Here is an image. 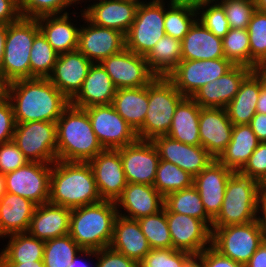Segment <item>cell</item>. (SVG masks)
<instances>
[{"label": "cell", "instance_id": "753ad0ef", "mask_svg": "<svg viewBox=\"0 0 266 267\" xmlns=\"http://www.w3.org/2000/svg\"><path fill=\"white\" fill-rule=\"evenodd\" d=\"M129 1H133V2H136L138 4H141V3H144L145 0H129Z\"/></svg>", "mask_w": 266, "mask_h": 267}, {"label": "cell", "instance_id": "bcb514c9", "mask_svg": "<svg viewBox=\"0 0 266 267\" xmlns=\"http://www.w3.org/2000/svg\"><path fill=\"white\" fill-rule=\"evenodd\" d=\"M17 3L21 16L33 19L45 15L67 14L69 12L66 10L74 7L70 0H17Z\"/></svg>", "mask_w": 266, "mask_h": 267}, {"label": "cell", "instance_id": "be15d7a7", "mask_svg": "<svg viewBox=\"0 0 266 267\" xmlns=\"http://www.w3.org/2000/svg\"><path fill=\"white\" fill-rule=\"evenodd\" d=\"M0 267H44L43 260L23 263H0Z\"/></svg>", "mask_w": 266, "mask_h": 267}, {"label": "cell", "instance_id": "8fae6325", "mask_svg": "<svg viewBox=\"0 0 266 267\" xmlns=\"http://www.w3.org/2000/svg\"><path fill=\"white\" fill-rule=\"evenodd\" d=\"M234 65L226 58L181 60L166 76L184 97H193L206 83L217 80Z\"/></svg>", "mask_w": 266, "mask_h": 267}, {"label": "cell", "instance_id": "1f68e13d", "mask_svg": "<svg viewBox=\"0 0 266 267\" xmlns=\"http://www.w3.org/2000/svg\"><path fill=\"white\" fill-rule=\"evenodd\" d=\"M258 144L249 124L233 125L231 141L217 160L233 172H239Z\"/></svg>", "mask_w": 266, "mask_h": 267}, {"label": "cell", "instance_id": "03108f58", "mask_svg": "<svg viewBox=\"0 0 266 267\" xmlns=\"http://www.w3.org/2000/svg\"><path fill=\"white\" fill-rule=\"evenodd\" d=\"M256 112L266 114V89L261 88L259 98L256 104Z\"/></svg>", "mask_w": 266, "mask_h": 267}, {"label": "cell", "instance_id": "f546056e", "mask_svg": "<svg viewBox=\"0 0 266 267\" xmlns=\"http://www.w3.org/2000/svg\"><path fill=\"white\" fill-rule=\"evenodd\" d=\"M36 206L27 198L6 192L0 198V238L27 233Z\"/></svg>", "mask_w": 266, "mask_h": 267}, {"label": "cell", "instance_id": "7dc6e473", "mask_svg": "<svg viewBox=\"0 0 266 267\" xmlns=\"http://www.w3.org/2000/svg\"><path fill=\"white\" fill-rule=\"evenodd\" d=\"M198 20L214 35L223 38L230 29L223 6L219 2L196 6Z\"/></svg>", "mask_w": 266, "mask_h": 267}, {"label": "cell", "instance_id": "ffe728a7", "mask_svg": "<svg viewBox=\"0 0 266 267\" xmlns=\"http://www.w3.org/2000/svg\"><path fill=\"white\" fill-rule=\"evenodd\" d=\"M92 64L79 50L59 54L48 79L71 101L81 90Z\"/></svg>", "mask_w": 266, "mask_h": 267}, {"label": "cell", "instance_id": "52a82bcc", "mask_svg": "<svg viewBox=\"0 0 266 267\" xmlns=\"http://www.w3.org/2000/svg\"><path fill=\"white\" fill-rule=\"evenodd\" d=\"M185 97L163 76H156L148 84V110L143 125L136 131L139 140L152 141L167 135L176 107Z\"/></svg>", "mask_w": 266, "mask_h": 267}, {"label": "cell", "instance_id": "603a6c76", "mask_svg": "<svg viewBox=\"0 0 266 267\" xmlns=\"http://www.w3.org/2000/svg\"><path fill=\"white\" fill-rule=\"evenodd\" d=\"M234 172L217 159L193 177V186L199 192L206 213L214 219L222 206L226 184Z\"/></svg>", "mask_w": 266, "mask_h": 267}, {"label": "cell", "instance_id": "680465c9", "mask_svg": "<svg viewBox=\"0 0 266 267\" xmlns=\"http://www.w3.org/2000/svg\"><path fill=\"white\" fill-rule=\"evenodd\" d=\"M245 267H266V241L257 248Z\"/></svg>", "mask_w": 266, "mask_h": 267}, {"label": "cell", "instance_id": "94428289", "mask_svg": "<svg viewBox=\"0 0 266 267\" xmlns=\"http://www.w3.org/2000/svg\"><path fill=\"white\" fill-rule=\"evenodd\" d=\"M258 215H259L258 219H259L261 227H262V233H263L264 241H266V191L263 192Z\"/></svg>", "mask_w": 266, "mask_h": 267}, {"label": "cell", "instance_id": "ee69618b", "mask_svg": "<svg viewBox=\"0 0 266 267\" xmlns=\"http://www.w3.org/2000/svg\"><path fill=\"white\" fill-rule=\"evenodd\" d=\"M223 52L233 65L251 69L250 43L247 29L230 28L222 38Z\"/></svg>", "mask_w": 266, "mask_h": 267}, {"label": "cell", "instance_id": "f907efd6", "mask_svg": "<svg viewBox=\"0 0 266 267\" xmlns=\"http://www.w3.org/2000/svg\"><path fill=\"white\" fill-rule=\"evenodd\" d=\"M239 173L258 181L262 186L266 184V142H259Z\"/></svg>", "mask_w": 266, "mask_h": 267}, {"label": "cell", "instance_id": "74e56055", "mask_svg": "<svg viewBox=\"0 0 266 267\" xmlns=\"http://www.w3.org/2000/svg\"><path fill=\"white\" fill-rule=\"evenodd\" d=\"M197 20V9L190 1L167 0L164 19L166 35L182 40Z\"/></svg>", "mask_w": 266, "mask_h": 267}, {"label": "cell", "instance_id": "8992f818", "mask_svg": "<svg viewBox=\"0 0 266 267\" xmlns=\"http://www.w3.org/2000/svg\"><path fill=\"white\" fill-rule=\"evenodd\" d=\"M40 32L37 19L21 17L7 25L0 77L5 85L30 79V52L35 36Z\"/></svg>", "mask_w": 266, "mask_h": 267}, {"label": "cell", "instance_id": "a7ac6f4b", "mask_svg": "<svg viewBox=\"0 0 266 267\" xmlns=\"http://www.w3.org/2000/svg\"><path fill=\"white\" fill-rule=\"evenodd\" d=\"M256 10L266 12V0H254Z\"/></svg>", "mask_w": 266, "mask_h": 267}, {"label": "cell", "instance_id": "8d00e7d4", "mask_svg": "<svg viewBox=\"0 0 266 267\" xmlns=\"http://www.w3.org/2000/svg\"><path fill=\"white\" fill-rule=\"evenodd\" d=\"M181 40L163 36L145 57L149 69L156 76L166 77L182 60Z\"/></svg>", "mask_w": 266, "mask_h": 267}, {"label": "cell", "instance_id": "3957f363", "mask_svg": "<svg viewBox=\"0 0 266 267\" xmlns=\"http://www.w3.org/2000/svg\"><path fill=\"white\" fill-rule=\"evenodd\" d=\"M57 160L88 162L104 150L87 111L71 104L56 121Z\"/></svg>", "mask_w": 266, "mask_h": 267}, {"label": "cell", "instance_id": "11a10c76", "mask_svg": "<svg viewBox=\"0 0 266 267\" xmlns=\"http://www.w3.org/2000/svg\"><path fill=\"white\" fill-rule=\"evenodd\" d=\"M197 257L204 267H245V265L221 255L212 246L204 249Z\"/></svg>", "mask_w": 266, "mask_h": 267}, {"label": "cell", "instance_id": "7402d4cb", "mask_svg": "<svg viewBox=\"0 0 266 267\" xmlns=\"http://www.w3.org/2000/svg\"><path fill=\"white\" fill-rule=\"evenodd\" d=\"M138 6L129 0H98L84 7L83 12L91 23L126 35L135 20Z\"/></svg>", "mask_w": 266, "mask_h": 267}, {"label": "cell", "instance_id": "4316f807", "mask_svg": "<svg viewBox=\"0 0 266 267\" xmlns=\"http://www.w3.org/2000/svg\"><path fill=\"white\" fill-rule=\"evenodd\" d=\"M71 209L45 203L36 206L27 233L43 241L69 234Z\"/></svg>", "mask_w": 266, "mask_h": 267}, {"label": "cell", "instance_id": "681fc988", "mask_svg": "<svg viewBox=\"0 0 266 267\" xmlns=\"http://www.w3.org/2000/svg\"><path fill=\"white\" fill-rule=\"evenodd\" d=\"M219 3L224 8L230 28L247 29L256 11L254 0H222Z\"/></svg>", "mask_w": 266, "mask_h": 267}, {"label": "cell", "instance_id": "5bb4252c", "mask_svg": "<svg viewBox=\"0 0 266 267\" xmlns=\"http://www.w3.org/2000/svg\"><path fill=\"white\" fill-rule=\"evenodd\" d=\"M100 64L117 89L144 87L156 77L149 69L145 57L127 48L103 59Z\"/></svg>", "mask_w": 266, "mask_h": 267}, {"label": "cell", "instance_id": "44dd1931", "mask_svg": "<svg viewBox=\"0 0 266 267\" xmlns=\"http://www.w3.org/2000/svg\"><path fill=\"white\" fill-rule=\"evenodd\" d=\"M233 124L225 108L201 107L199 135L201 146L217 159L232 137Z\"/></svg>", "mask_w": 266, "mask_h": 267}, {"label": "cell", "instance_id": "91938a15", "mask_svg": "<svg viewBox=\"0 0 266 267\" xmlns=\"http://www.w3.org/2000/svg\"><path fill=\"white\" fill-rule=\"evenodd\" d=\"M82 255H84V257ZM91 256L93 258L96 256L95 250H81V252H79L73 258L72 263L68 267H97L96 263H94V266L93 265L91 266L89 261H88L89 264L86 262L87 260L85 259V257H87V259H88V257L91 258ZM82 258H84L85 261H83Z\"/></svg>", "mask_w": 266, "mask_h": 267}, {"label": "cell", "instance_id": "60d3db41", "mask_svg": "<svg viewBox=\"0 0 266 267\" xmlns=\"http://www.w3.org/2000/svg\"><path fill=\"white\" fill-rule=\"evenodd\" d=\"M83 250L69 234L45 241L44 267H68Z\"/></svg>", "mask_w": 266, "mask_h": 267}, {"label": "cell", "instance_id": "f5cc1de1", "mask_svg": "<svg viewBox=\"0 0 266 267\" xmlns=\"http://www.w3.org/2000/svg\"><path fill=\"white\" fill-rule=\"evenodd\" d=\"M97 267H139V264L110 246L96 251Z\"/></svg>", "mask_w": 266, "mask_h": 267}, {"label": "cell", "instance_id": "9f6ffc18", "mask_svg": "<svg viewBox=\"0 0 266 267\" xmlns=\"http://www.w3.org/2000/svg\"><path fill=\"white\" fill-rule=\"evenodd\" d=\"M21 17L17 0H0V23L8 25Z\"/></svg>", "mask_w": 266, "mask_h": 267}, {"label": "cell", "instance_id": "cb8c5ba5", "mask_svg": "<svg viewBox=\"0 0 266 267\" xmlns=\"http://www.w3.org/2000/svg\"><path fill=\"white\" fill-rule=\"evenodd\" d=\"M252 69L234 65L223 76L203 85L192 97L200 107L225 108L235 97L243 80Z\"/></svg>", "mask_w": 266, "mask_h": 267}, {"label": "cell", "instance_id": "9a60e30c", "mask_svg": "<svg viewBox=\"0 0 266 267\" xmlns=\"http://www.w3.org/2000/svg\"><path fill=\"white\" fill-rule=\"evenodd\" d=\"M80 12L84 24L79 25L78 50L92 63H100L103 59L117 54L125 48L123 33L97 26L85 17L83 9Z\"/></svg>", "mask_w": 266, "mask_h": 267}, {"label": "cell", "instance_id": "db71d44e", "mask_svg": "<svg viewBox=\"0 0 266 267\" xmlns=\"http://www.w3.org/2000/svg\"><path fill=\"white\" fill-rule=\"evenodd\" d=\"M15 125L12 105L3 95L0 98V144L13 140Z\"/></svg>", "mask_w": 266, "mask_h": 267}, {"label": "cell", "instance_id": "b9f144b4", "mask_svg": "<svg viewBox=\"0 0 266 267\" xmlns=\"http://www.w3.org/2000/svg\"><path fill=\"white\" fill-rule=\"evenodd\" d=\"M58 55L40 31L34 38L30 52V78H48Z\"/></svg>", "mask_w": 266, "mask_h": 267}, {"label": "cell", "instance_id": "d6a6232c", "mask_svg": "<svg viewBox=\"0 0 266 267\" xmlns=\"http://www.w3.org/2000/svg\"><path fill=\"white\" fill-rule=\"evenodd\" d=\"M262 87L260 79L253 71L243 80L235 97L225 107L233 125L250 124L256 114V104Z\"/></svg>", "mask_w": 266, "mask_h": 267}, {"label": "cell", "instance_id": "c3c4849f", "mask_svg": "<svg viewBox=\"0 0 266 267\" xmlns=\"http://www.w3.org/2000/svg\"><path fill=\"white\" fill-rule=\"evenodd\" d=\"M194 256L185 251L151 249L139 263V267H185Z\"/></svg>", "mask_w": 266, "mask_h": 267}, {"label": "cell", "instance_id": "5b68a950", "mask_svg": "<svg viewBox=\"0 0 266 267\" xmlns=\"http://www.w3.org/2000/svg\"><path fill=\"white\" fill-rule=\"evenodd\" d=\"M263 192V186L258 181L234 172L226 184L222 206L213 219L211 231L216 227L258 220Z\"/></svg>", "mask_w": 266, "mask_h": 267}, {"label": "cell", "instance_id": "e7e4bbea", "mask_svg": "<svg viewBox=\"0 0 266 267\" xmlns=\"http://www.w3.org/2000/svg\"><path fill=\"white\" fill-rule=\"evenodd\" d=\"M6 35H7V25L0 23V69L3 61Z\"/></svg>", "mask_w": 266, "mask_h": 267}, {"label": "cell", "instance_id": "277c9868", "mask_svg": "<svg viewBox=\"0 0 266 267\" xmlns=\"http://www.w3.org/2000/svg\"><path fill=\"white\" fill-rule=\"evenodd\" d=\"M118 215L113 201L97 203L71 209L69 235L83 250H100L109 247Z\"/></svg>", "mask_w": 266, "mask_h": 267}, {"label": "cell", "instance_id": "4fadbf2b", "mask_svg": "<svg viewBox=\"0 0 266 267\" xmlns=\"http://www.w3.org/2000/svg\"><path fill=\"white\" fill-rule=\"evenodd\" d=\"M98 141L104 149H118L138 140L137 132L112 104L85 108Z\"/></svg>", "mask_w": 266, "mask_h": 267}, {"label": "cell", "instance_id": "f35d334b", "mask_svg": "<svg viewBox=\"0 0 266 267\" xmlns=\"http://www.w3.org/2000/svg\"><path fill=\"white\" fill-rule=\"evenodd\" d=\"M164 209L166 212L197 218L204 221L210 228L212 227L213 219L206 213L199 192L193 185L167 194L164 197Z\"/></svg>", "mask_w": 266, "mask_h": 267}, {"label": "cell", "instance_id": "484cf974", "mask_svg": "<svg viewBox=\"0 0 266 267\" xmlns=\"http://www.w3.org/2000/svg\"><path fill=\"white\" fill-rule=\"evenodd\" d=\"M117 88L100 63H93L78 94L70 101L72 106L88 108L111 104Z\"/></svg>", "mask_w": 266, "mask_h": 267}, {"label": "cell", "instance_id": "4dcf8cb0", "mask_svg": "<svg viewBox=\"0 0 266 267\" xmlns=\"http://www.w3.org/2000/svg\"><path fill=\"white\" fill-rule=\"evenodd\" d=\"M36 19L40 31L58 54L78 50L80 27L74 24L69 13L45 15Z\"/></svg>", "mask_w": 266, "mask_h": 267}, {"label": "cell", "instance_id": "34e18365", "mask_svg": "<svg viewBox=\"0 0 266 267\" xmlns=\"http://www.w3.org/2000/svg\"><path fill=\"white\" fill-rule=\"evenodd\" d=\"M70 1H71L74 5H75V4L78 5V4L80 3V0H70Z\"/></svg>", "mask_w": 266, "mask_h": 267}, {"label": "cell", "instance_id": "ab89813d", "mask_svg": "<svg viewBox=\"0 0 266 267\" xmlns=\"http://www.w3.org/2000/svg\"><path fill=\"white\" fill-rule=\"evenodd\" d=\"M192 185V175L169 161L159 160L153 186L163 197Z\"/></svg>", "mask_w": 266, "mask_h": 267}, {"label": "cell", "instance_id": "816d5d0a", "mask_svg": "<svg viewBox=\"0 0 266 267\" xmlns=\"http://www.w3.org/2000/svg\"><path fill=\"white\" fill-rule=\"evenodd\" d=\"M29 162L17 144L11 140L0 144V173L15 171Z\"/></svg>", "mask_w": 266, "mask_h": 267}, {"label": "cell", "instance_id": "d6986e66", "mask_svg": "<svg viewBox=\"0 0 266 267\" xmlns=\"http://www.w3.org/2000/svg\"><path fill=\"white\" fill-rule=\"evenodd\" d=\"M160 160L169 161L195 177L205 169L214 158L201 145L181 143L167 135L155 137Z\"/></svg>", "mask_w": 266, "mask_h": 267}, {"label": "cell", "instance_id": "6125c7cd", "mask_svg": "<svg viewBox=\"0 0 266 267\" xmlns=\"http://www.w3.org/2000/svg\"><path fill=\"white\" fill-rule=\"evenodd\" d=\"M252 71L260 79L262 86L266 89V60L258 62Z\"/></svg>", "mask_w": 266, "mask_h": 267}, {"label": "cell", "instance_id": "30bf717a", "mask_svg": "<svg viewBox=\"0 0 266 267\" xmlns=\"http://www.w3.org/2000/svg\"><path fill=\"white\" fill-rule=\"evenodd\" d=\"M13 141L29 162L53 164L57 161L56 122L16 123Z\"/></svg>", "mask_w": 266, "mask_h": 267}, {"label": "cell", "instance_id": "6da1fadb", "mask_svg": "<svg viewBox=\"0 0 266 267\" xmlns=\"http://www.w3.org/2000/svg\"><path fill=\"white\" fill-rule=\"evenodd\" d=\"M15 123L56 122L70 100L48 78L21 79L5 85Z\"/></svg>", "mask_w": 266, "mask_h": 267}, {"label": "cell", "instance_id": "6f0895ef", "mask_svg": "<svg viewBox=\"0 0 266 267\" xmlns=\"http://www.w3.org/2000/svg\"><path fill=\"white\" fill-rule=\"evenodd\" d=\"M259 142H266V114L257 113L249 124Z\"/></svg>", "mask_w": 266, "mask_h": 267}, {"label": "cell", "instance_id": "f1b7e54d", "mask_svg": "<svg viewBox=\"0 0 266 267\" xmlns=\"http://www.w3.org/2000/svg\"><path fill=\"white\" fill-rule=\"evenodd\" d=\"M182 60L225 58L222 38L214 35L199 20L181 40Z\"/></svg>", "mask_w": 266, "mask_h": 267}, {"label": "cell", "instance_id": "7a4b0ae2", "mask_svg": "<svg viewBox=\"0 0 266 267\" xmlns=\"http://www.w3.org/2000/svg\"><path fill=\"white\" fill-rule=\"evenodd\" d=\"M101 200L88 162L57 160L52 164L49 203L73 209Z\"/></svg>", "mask_w": 266, "mask_h": 267}, {"label": "cell", "instance_id": "8c879c8a", "mask_svg": "<svg viewBox=\"0 0 266 267\" xmlns=\"http://www.w3.org/2000/svg\"><path fill=\"white\" fill-rule=\"evenodd\" d=\"M5 95V84L3 83V81L1 80L0 77V98Z\"/></svg>", "mask_w": 266, "mask_h": 267}, {"label": "cell", "instance_id": "ac0fdd59", "mask_svg": "<svg viewBox=\"0 0 266 267\" xmlns=\"http://www.w3.org/2000/svg\"><path fill=\"white\" fill-rule=\"evenodd\" d=\"M102 200L115 202L128 182L117 149H104L88 161Z\"/></svg>", "mask_w": 266, "mask_h": 267}, {"label": "cell", "instance_id": "7bdbcfd3", "mask_svg": "<svg viewBox=\"0 0 266 267\" xmlns=\"http://www.w3.org/2000/svg\"><path fill=\"white\" fill-rule=\"evenodd\" d=\"M137 221L151 249L172 248V240L164 208L155 214L141 217Z\"/></svg>", "mask_w": 266, "mask_h": 267}, {"label": "cell", "instance_id": "89a4df30", "mask_svg": "<svg viewBox=\"0 0 266 267\" xmlns=\"http://www.w3.org/2000/svg\"><path fill=\"white\" fill-rule=\"evenodd\" d=\"M190 1L195 7L204 3L221 2L222 0H187Z\"/></svg>", "mask_w": 266, "mask_h": 267}, {"label": "cell", "instance_id": "d4e9b609", "mask_svg": "<svg viewBox=\"0 0 266 267\" xmlns=\"http://www.w3.org/2000/svg\"><path fill=\"white\" fill-rule=\"evenodd\" d=\"M115 204L119 215L138 220L161 211L164 197L153 185L128 183Z\"/></svg>", "mask_w": 266, "mask_h": 267}, {"label": "cell", "instance_id": "7c38bea8", "mask_svg": "<svg viewBox=\"0 0 266 267\" xmlns=\"http://www.w3.org/2000/svg\"><path fill=\"white\" fill-rule=\"evenodd\" d=\"M52 164L27 162L4 174L6 192L31 200L37 206L49 202Z\"/></svg>", "mask_w": 266, "mask_h": 267}, {"label": "cell", "instance_id": "2e32d148", "mask_svg": "<svg viewBox=\"0 0 266 267\" xmlns=\"http://www.w3.org/2000/svg\"><path fill=\"white\" fill-rule=\"evenodd\" d=\"M172 248L198 256L211 246V228L202 220L174 212H166Z\"/></svg>", "mask_w": 266, "mask_h": 267}, {"label": "cell", "instance_id": "003e7915", "mask_svg": "<svg viewBox=\"0 0 266 267\" xmlns=\"http://www.w3.org/2000/svg\"><path fill=\"white\" fill-rule=\"evenodd\" d=\"M185 267H204L203 263L201 260L197 257L194 256L187 264Z\"/></svg>", "mask_w": 266, "mask_h": 267}, {"label": "cell", "instance_id": "836d02e7", "mask_svg": "<svg viewBox=\"0 0 266 267\" xmlns=\"http://www.w3.org/2000/svg\"><path fill=\"white\" fill-rule=\"evenodd\" d=\"M200 105L185 97L176 107L167 136L188 145H201L199 135Z\"/></svg>", "mask_w": 266, "mask_h": 267}, {"label": "cell", "instance_id": "2644e50d", "mask_svg": "<svg viewBox=\"0 0 266 267\" xmlns=\"http://www.w3.org/2000/svg\"><path fill=\"white\" fill-rule=\"evenodd\" d=\"M6 193L4 174L0 173V198Z\"/></svg>", "mask_w": 266, "mask_h": 267}, {"label": "cell", "instance_id": "ba28073f", "mask_svg": "<svg viewBox=\"0 0 266 267\" xmlns=\"http://www.w3.org/2000/svg\"><path fill=\"white\" fill-rule=\"evenodd\" d=\"M166 0H147L139 4L135 20L125 35V48L146 57L166 35L164 29Z\"/></svg>", "mask_w": 266, "mask_h": 267}, {"label": "cell", "instance_id": "9c48e42d", "mask_svg": "<svg viewBox=\"0 0 266 267\" xmlns=\"http://www.w3.org/2000/svg\"><path fill=\"white\" fill-rule=\"evenodd\" d=\"M264 241L259 219L212 230L211 246L221 255L245 265Z\"/></svg>", "mask_w": 266, "mask_h": 267}, {"label": "cell", "instance_id": "e0dca14e", "mask_svg": "<svg viewBox=\"0 0 266 267\" xmlns=\"http://www.w3.org/2000/svg\"><path fill=\"white\" fill-rule=\"evenodd\" d=\"M117 150L128 183L153 185L160 158L152 141L138 139Z\"/></svg>", "mask_w": 266, "mask_h": 267}, {"label": "cell", "instance_id": "d590c367", "mask_svg": "<svg viewBox=\"0 0 266 267\" xmlns=\"http://www.w3.org/2000/svg\"><path fill=\"white\" fill-rule=\"evenodd\" d=\"M0 252V263H23L43 260L45 241L28 233H15Z\"/></svg>", "mask_w": 266, "mask_h": 267}, {"label": "cell", "instance_id": "11e5206c", "mask_svg": "<svg viewBox=\"0 0 266 267\" xmlns=\"http://www.w3.org/2000/svg\"><path fill=\"white\" fill-rule=\"evenodd\" d=\"M264 191H266V184L263 186Z\"/></svg>", "mask_w": 266, "mask_h": 267}, {"label": "cell", "instance_id": "f6af8a7d", "mask_svg": "<svg viewBox=\"0 0 266 267\" xmlns=\"http://www.w3.org/2000/svg\"><path fill=\"white\" fill-rule=\"evenodd\" d=\"M250 43L251 69L266 60V12L256 10L247 27Z\"/></svg>", "mask_w": 266, "mask_h": 267}, {"label": "cell", "instance_id": "83f0119b", "mask_svg": "<svg viewBox=\"0 0 266 267\" xmlns=\"http://www.w3.org/2000/svg\"><path fill=\"white\" fill-rule=\"evenodd\" d=\"M110 247L133 259L138 264L151 250L138 221L119 214L114 222L113 238Z\"/></svg>", "mask_w": 266, "mask_h": 267}, {"label": "cell", "instance_id": "e575fe53", "mask_svg": "<svg viewBox=\"0 0 266 267\" xmlns=\"http://www.w3.org/2000/svg\"><path fill=\"white\" fill-rule=\"evenodd\" d=\"M112 106L137 131L144 123L148 110V85L117 89Z\"/></svg>", "mask_w": 266, "mask_h": 267}]
</instances>
